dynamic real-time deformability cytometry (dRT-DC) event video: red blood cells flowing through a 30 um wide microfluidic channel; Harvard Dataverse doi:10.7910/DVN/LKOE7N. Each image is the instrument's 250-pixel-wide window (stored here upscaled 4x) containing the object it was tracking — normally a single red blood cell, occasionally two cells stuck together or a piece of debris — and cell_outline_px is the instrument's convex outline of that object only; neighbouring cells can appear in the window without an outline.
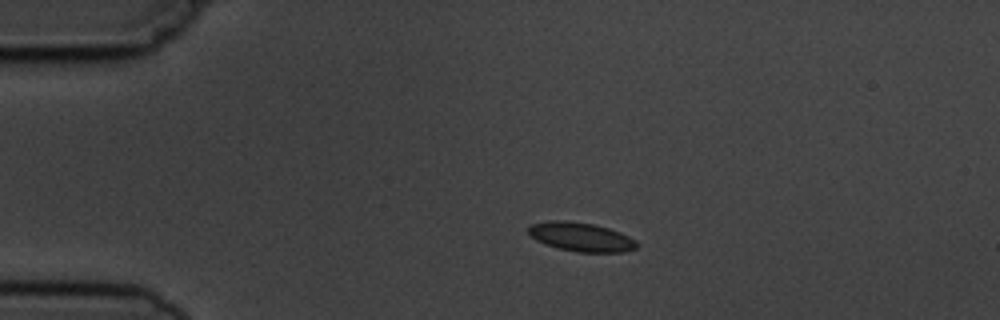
{"species": "common noctule bat (a hibernating species)", "species_latin": "Nyctalus noctula", "temperature_condition": "cold", "stored_images_in_passage": 4, "camera_frame_rate_fps": 3000, "um_per_image_px": 0.085, "animal": {"sex": "male", "body_mass_g": 19.5, "forearm_length_mm": 54.6}, "frame": {"image": 1, "passage_image": 2, "time_ms": 2.0, "image_size_px": [1000, 320], "cell_outline_px": [[640, 244], [636, 248], [624, 252], [576, 252], [556, 248], [544, 244], [536, 240], [528, 232], [528, 228], [532, 224], [548, 220], [564, 220], [592, 224], [608, 228], [620, 232], [636, 240]], "centroid_in_image_um": [49.39, 20.14], "position_along_channel_um": 35.6, "area_um2": 18.38}}
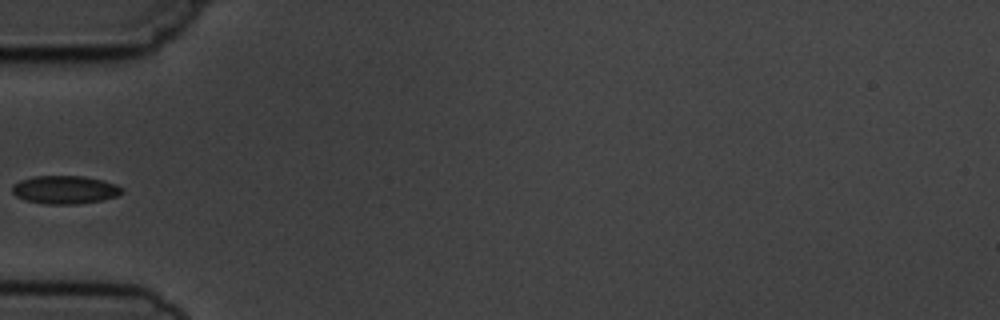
{"frame": {"image": 2, "passage_image": 4, "time_ms": 4.333, "image_size_px": [1000, 320], "cell_outline_px": [[124, 192], [116, 196], [100, 200], [76, 204], [48, 204], [24, 200], [16, 196], [12, 192], [12, 184], [20, 180], [32, 176], [84, 176], [104, 180], [116, 184], [124, 188]], "centroid_in_image_um": [5.51, 16.12], "position_along_channel_um": 79.5, "area_um2": 18.15}}